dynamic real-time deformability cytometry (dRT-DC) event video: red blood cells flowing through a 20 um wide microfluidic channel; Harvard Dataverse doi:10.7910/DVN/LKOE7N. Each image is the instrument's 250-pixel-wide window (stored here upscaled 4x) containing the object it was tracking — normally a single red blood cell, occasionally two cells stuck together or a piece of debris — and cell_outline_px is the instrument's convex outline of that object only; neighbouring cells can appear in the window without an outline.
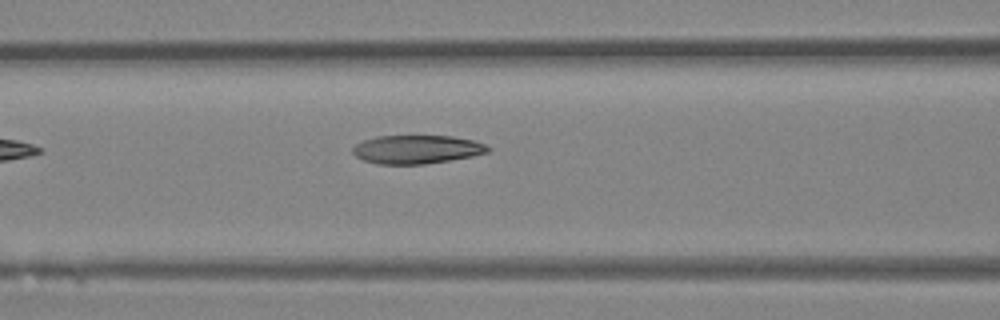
{"species": "Egyptian fruit bat (a non-hibernating species)", "species_latin": "Rousettus aegyptiacus", "temperature_condition": "room temperature", "stored_images_in_passage": 4, "camera_frame_rate_fps": 3000, "um_per_image_px": 0.085, "animal": {"sex": "female"}, "frame": {"image": 1, "passage_image": 4, "time_ms": 1.0, "image_size_px": [1000, 320], "cell_outline_px": [[492, 148], [488, 152], [472, 156], [424, 164], [376, 164], [364, 160], [356, 156], [352, 152], [352, 148], [356, 144], [364, 140], [376, 136], [452, 136], [472, 140], [484, 144]], "centroid_in_image_um": [35.41, 12.7], "position_along_channel_um": 131.2, "area_um2": 22.37}}